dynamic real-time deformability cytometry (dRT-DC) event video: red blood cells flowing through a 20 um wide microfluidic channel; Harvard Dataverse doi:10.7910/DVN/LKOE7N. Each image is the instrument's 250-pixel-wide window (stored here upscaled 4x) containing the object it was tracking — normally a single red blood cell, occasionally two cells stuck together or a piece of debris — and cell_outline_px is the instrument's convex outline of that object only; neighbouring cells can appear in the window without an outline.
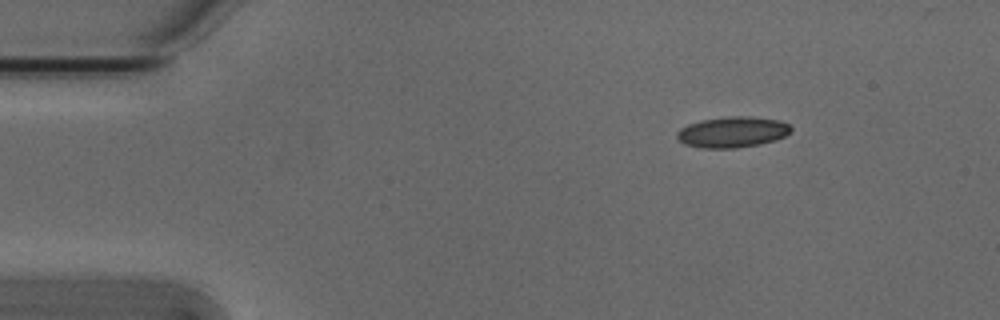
{"species": "Egyptian fruit bat (a non-hibernating species)", "species_latin": "Rousettus aegyptiacus", "temperature_condition": "cold", "stored_images_in_passage": 3, "camera_frame_rate_fps": 3000, "um_per_image_px": 0.085, "animal": {"sex": "male"}, "frame": {"image": 1, "passage_image": 1, "time_ms": 0.0, "image_size_px": [1000, 320], "cell_outline_px": [[792, 132], [776, 140], [760, 144], [736, 148], [700, 148], [684, 144], [676, 140], [676, 132], [680, 128], [688, 124], [700, 120], [728, 116], [748, 116], [780, 120], [788, 124], [792, 128]], "centroid_in_image_um": [62.23, 11.23], "position_along_channel_um": 22.8, "area_um2": 20.81}}